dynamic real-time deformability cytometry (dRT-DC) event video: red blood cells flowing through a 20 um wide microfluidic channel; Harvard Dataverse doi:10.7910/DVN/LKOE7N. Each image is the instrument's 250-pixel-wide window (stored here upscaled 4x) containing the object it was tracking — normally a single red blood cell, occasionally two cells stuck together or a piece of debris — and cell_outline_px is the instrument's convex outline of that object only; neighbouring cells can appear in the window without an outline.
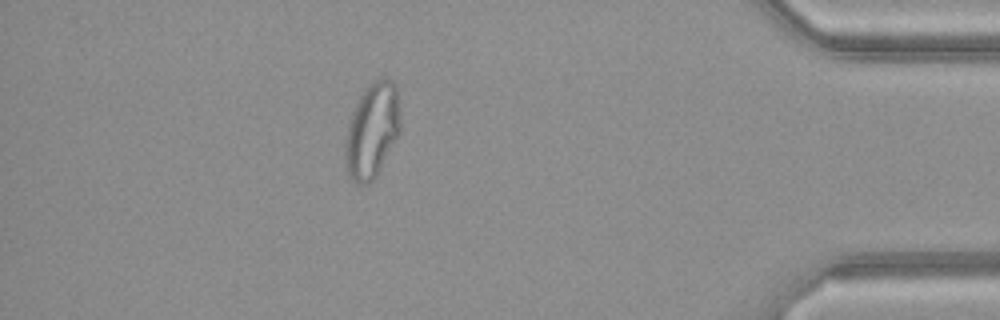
{"species": "common noctule bat (a hibernating species)", "species_latin": "Nyctalus noctula", "temperature_condition": "warm", "stored_images_in_passage": 51, "segment_of_instrument_passage": [1, 2], "camera_frame_rate_fps": 3000, "um_per_image_px": 0.085, "animal": {"sex": "female", "body_mass_g": 21.9}, "frame": {"image": 1, "passage_image": 44, "time_ms": 14.333, "image_size_px": [1000, 320], "cell_outline_px": [[400, 132], [376, 176], [368, 184], [356, 184], [348, 176], [344, 164], [344, 144], [348, 124], [352, 112], [364, 88], [372, 80], [380, 76], [384, 76], [392, 80], [396, 84], [400, 116]], "centroid_in_image_um": [31.61, 11.07], "position_along_channel_um": 403.6, "area_um2": 31.1}}